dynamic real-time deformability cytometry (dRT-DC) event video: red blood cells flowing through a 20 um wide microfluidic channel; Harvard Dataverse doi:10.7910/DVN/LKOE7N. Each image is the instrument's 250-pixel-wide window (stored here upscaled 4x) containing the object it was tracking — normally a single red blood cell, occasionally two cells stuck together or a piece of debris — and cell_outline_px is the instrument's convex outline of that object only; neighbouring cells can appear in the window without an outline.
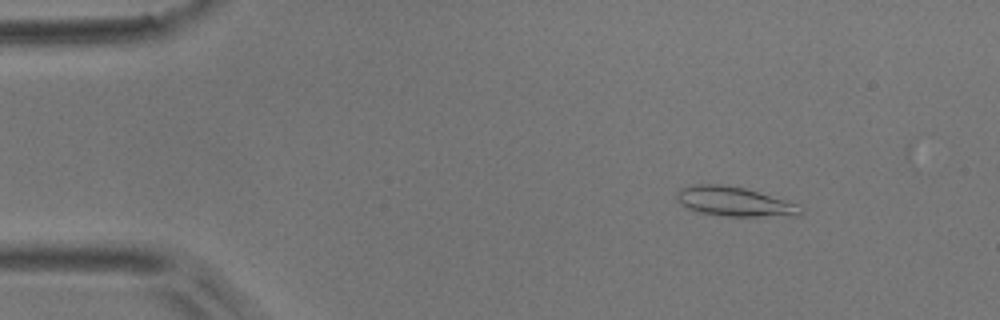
{"species": "common noctule bat (a hibernating species)", "species_latin": "Nyctalus noctula", "temperature_condition": "room temperature", "stored_images_in_passage": 4, "camera_frame_rate_fps": 3000, "um_per_image_px": 0.085, "animal": {"sex": "male", "body_mass_g": 17.9}, "frame": {"image": 1, "passage_image": 2, "time_ms": 1.0, "image_size_px": [1000, 320], "cell_outline_px": [[804, 212], [800, 216], [724, 216], [700, 212], [688, 208], [680, 204], [676, 200], [676, 192], [680, 188], [692, 184], [724, 184], [744, 188], [800, 204], [804, 208]], "centroid_in_image_um": [62.45, 17.13], "position_along_channel_um": 22.6, "area_um2": 21.56}}